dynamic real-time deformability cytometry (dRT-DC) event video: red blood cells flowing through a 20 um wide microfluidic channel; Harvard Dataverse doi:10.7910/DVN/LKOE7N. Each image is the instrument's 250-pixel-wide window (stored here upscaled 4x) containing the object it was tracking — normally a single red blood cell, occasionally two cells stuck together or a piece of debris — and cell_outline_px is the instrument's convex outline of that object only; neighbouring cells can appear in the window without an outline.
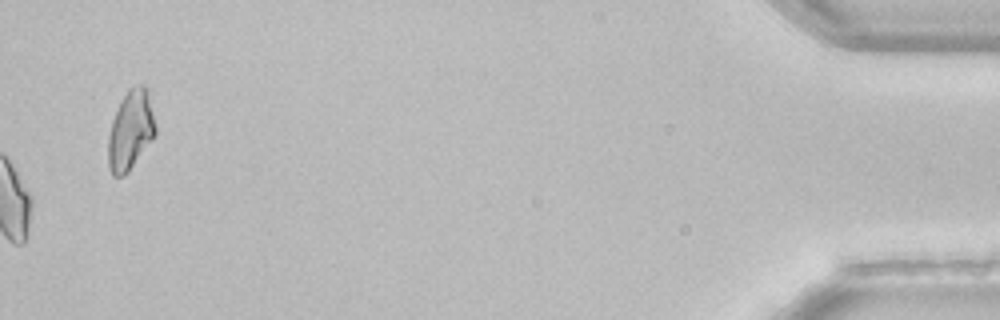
{"species": "common noctule bat (a hibernating species)", "species_latin": "Nyctalus noctula", "temperature_condition": "room temperature", "stored_images_in_passage": 52, "camera_frame_rate_fps": 3000, "um_per_image_px": 0.085, "animal": {"sex": "female", "body_mass_g": 22.7, "forearm_length_mm": 54.2}, "frame": {"image": 1, "passage_image": 52, "time_ms": 17.0, "image_size_px": [1000, 320], "cell_outline_px": [[156, 132], [152, 140], [128, 172], [124, 176], [112, 176], [108, 168], [108, 136], [112, 120], [120, 100], [128, 88], [136, 84], [144, 84], [148, 88], [156, 124]], "centroid_in_image_um": [11.1, 11.04], "position_along_channel_um": 424.1, "area_um2": 22.31}, "authors_computed_cell_mechanics": {"area_um2": 20.4323, "velocity_mm_per_s": 3.9648, "shape_relaxation_time_tau1_ms": null, "shape_relaxation_time_tau2_ms": 3.1384, "deformation_change_tau1": null, "deformation_change_tau2": 0.0541}}